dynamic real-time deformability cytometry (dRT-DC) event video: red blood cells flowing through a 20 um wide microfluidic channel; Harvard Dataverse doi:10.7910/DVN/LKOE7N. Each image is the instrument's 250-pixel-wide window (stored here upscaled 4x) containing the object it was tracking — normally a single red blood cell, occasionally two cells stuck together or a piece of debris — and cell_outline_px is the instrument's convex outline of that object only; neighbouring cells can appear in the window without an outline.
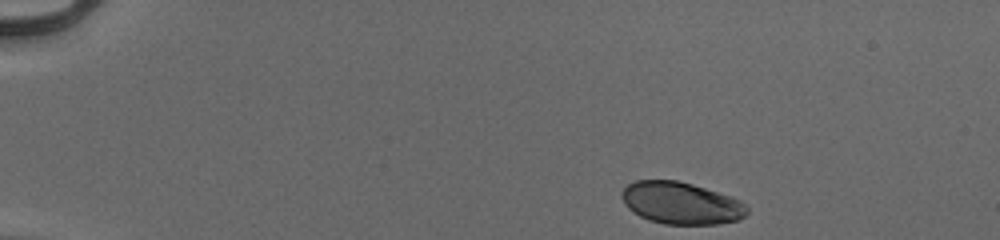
{"species": "human", "species_latin": "Homo sapiens", "temperature_condition": "cold", "stored_images_in_passage": 40, "camera_frame_rate_fps": 3000, "um_per_image_px": 0.085, "donor": {"sex": "male"}, "frame": {"image": 1, "passage_image": 1, "time_ms": 0.0, "image_size_px": [1000, 240], "cell_outline_px": [[748, 212], [744, 216], [736, 220], [720, 224], [664, 224], [648, 220], [632, 212], [624, 204], [620, 196], [620, 192], [628, 184], [636, 180], [676, 180], [692, 184], [740, 200], [748, 208]], "centroid_in_image_um": [57.84, 17.27], "position_along_channel_um": 27.2, "area_um2": 30.69}}
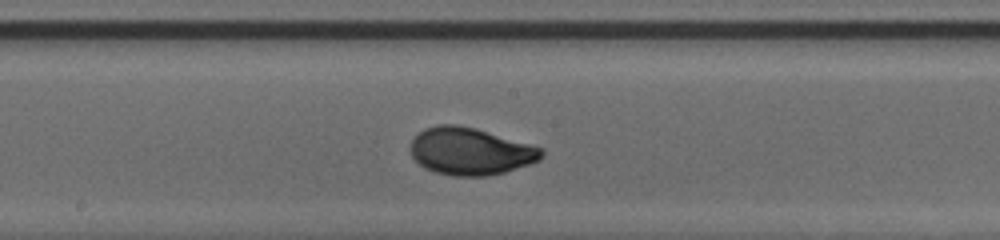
{"frame": {"image": 2, "passage_image": 23, "time_ms": 7.333, "image_size_px": [1000, 240], "cell_outline_px": [[544, 156], [540, 160], [504, 172], [488, 176], [452, 176], [436, 172], [424, 168], [412, 156], [412, 140], [424, 128], [436, 124], [456, 124], [476, 128], [544, 148]], "centroid_in_image_um": [40.0, 12.85], "position_along_channel_um": 208.2, "area_um2": 36.07}}
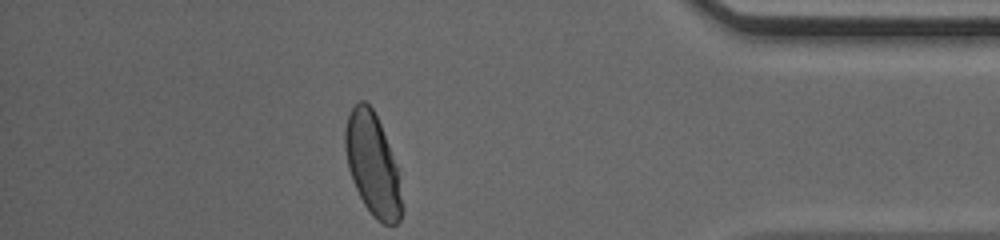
{"frame": {"image": 3, "passage_image": 40, "time_ms": 13.0, "image_size_px": [1000, 240], "cell_outline_px": [[404, 212], [400, 220], [396, 224], [384, 224], [376, 220], [372, 216], [364, 204], [352, 180], [348, 168], [344, 148], [344, 128], [348, 112], [360, 100], [364, 100], [372, 108], [380, 124], [396, 168], [404, 208]], "centroid_in_image_um": [31.65, 14.02], "position_along_channel_um": 403.6, "area_um2": 33.58}, "authors_computed_cell_mechanics": {"area_um2": 33.9864, "velocity_mm_per_s": 3.9453, "shape_relaxation_time_tau1_ms": 2.5102, "shape_relaxation_time_tau2_ms": null, "deformation_change_tau1": 0.1282, "deformation_change_tau2": null}}